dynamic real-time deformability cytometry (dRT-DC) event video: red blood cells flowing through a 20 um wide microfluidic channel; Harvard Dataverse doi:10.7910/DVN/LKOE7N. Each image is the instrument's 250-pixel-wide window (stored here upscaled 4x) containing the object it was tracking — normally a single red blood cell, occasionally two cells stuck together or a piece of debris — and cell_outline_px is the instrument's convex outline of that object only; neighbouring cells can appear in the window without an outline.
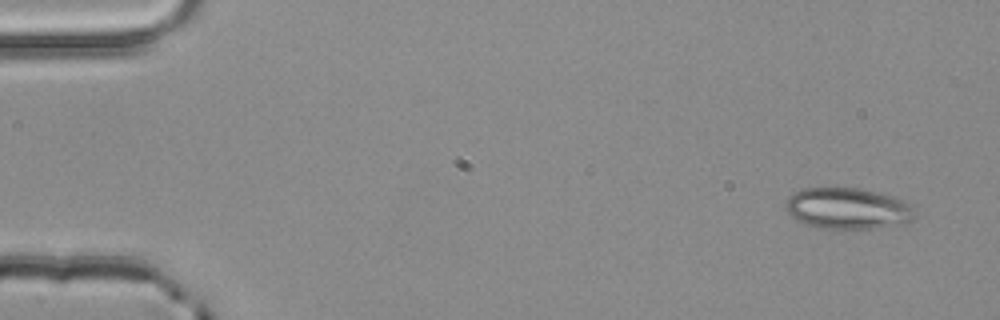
{"species": "common noctule bat (a hibernating species)", "species_latin": "Nyctalus noctula", "temperature_condition": "room temperature", "stored_images_in_passage": 4, "camera_frame_rate_fps": 3000, "um_per_image_px": 0.085, "animal": {"sex": "male", "body_mass_g": 20.4}, "frame": {"image": 1, "passage_image": 1, "time_ms": 0.0, "image_size_px": [1000, 320], "cell_outline_px": [[916, 216], [908, 224], [876, 228], [824, 228], [804, 224], [796, 220], [788, 212], [784, 204], [792, 192], [804, 188], [860, 188], [896, 196], [908, 204]], "centroid_in_image_um": [72.06, 17.71], "position_along_channel_um": 12.9, "area_um2": 31.21}}